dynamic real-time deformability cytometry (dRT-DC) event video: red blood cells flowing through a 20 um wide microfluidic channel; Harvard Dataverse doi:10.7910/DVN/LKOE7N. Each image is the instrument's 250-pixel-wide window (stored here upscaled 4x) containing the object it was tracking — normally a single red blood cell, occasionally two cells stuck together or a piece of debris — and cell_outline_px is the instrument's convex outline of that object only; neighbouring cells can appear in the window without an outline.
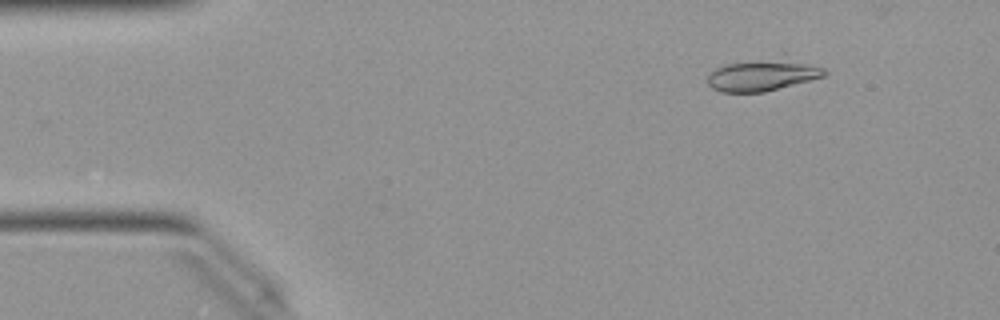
{"species": "Egyptian fruit bat (a non-hibernating species)", "species_latin": "Rousettus aegyptiacus", "temperature_condition": "warm", "stored_images_in_passage": 50, "camera_frame_rate_fps": 3000, "um_per_image_px": 0.085, "animal": {"sex": "female"}, "frame": {"image": 1, "passage_image": 6, "time_ms": 1.667, "image_size_px": [1000, 320], "cell_outline_px": [[828, 72], [824, 76], [764, 92], [720, 92], [712, 88], [708, 84], [708, 76], [716, 68], [724, 64], [812, 64], [824, 68]], "centroid_in_image_um": [64.72, 6.51], "position_along_channel_um": 20.3, "area_um2": 19.07}}
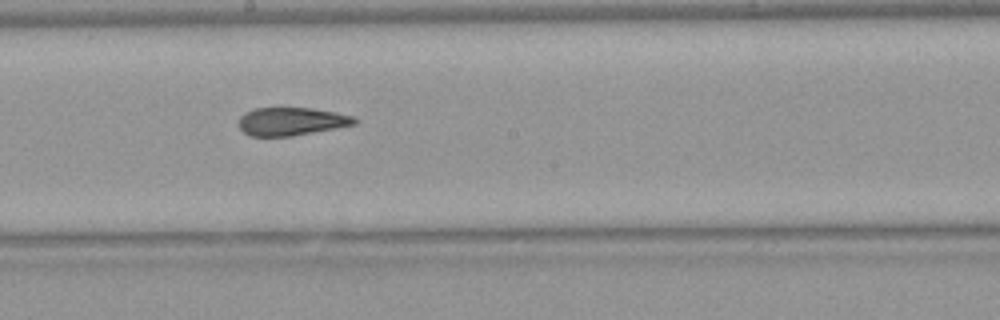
{"frame": {"image": 2, "passage_image": 27, "time_ms": 8.667, "image_size_px": [1000, 320], "cell_outline_px": [[360, 120], [356, 124], [336, 128], [292, 136], [248, 136], [240, 128], [240, 116], [244, 112], [256, 108], [312, 108], [336, 112], [352, 116]], "centroid_in_image_um": [24.79, 10.32], "position_along_channel_um": 223.4, "area_um2": 18.96}}
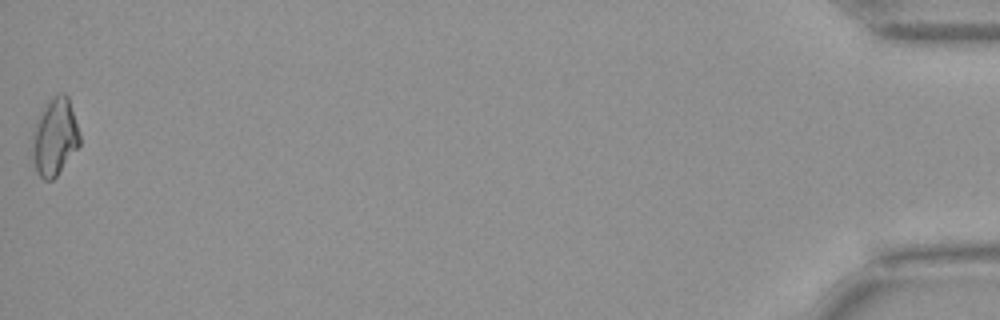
{"frame": {"image": 3, "passage_image": 50, "time_ms": 16.333, "image_size_px": [1000, 320], "cell_outline_px": [[80, 144], [56, 176], [52, 180], [44, 180], [36, 172], [28, 156], [32, 132], [40, 112], [52, 96], [56, 92], [64, 92], [68, 96], [80, 136]], "centroid_in_image_um": [4.58, 11.66], "position_along_channel_um": 430.6, "area_um2": 21.91}, "authors_computed_cell_mechanics": {"area_um2": 20.1433, "velocity_mm_per_s": 4.049, "shape_relaxation_time_tau1_ms": null, "shape_relaxation_time_tau2_ms": 2.0018, "deformation_change_tau1": null, "deformation_change_tau2": 0.1005}}